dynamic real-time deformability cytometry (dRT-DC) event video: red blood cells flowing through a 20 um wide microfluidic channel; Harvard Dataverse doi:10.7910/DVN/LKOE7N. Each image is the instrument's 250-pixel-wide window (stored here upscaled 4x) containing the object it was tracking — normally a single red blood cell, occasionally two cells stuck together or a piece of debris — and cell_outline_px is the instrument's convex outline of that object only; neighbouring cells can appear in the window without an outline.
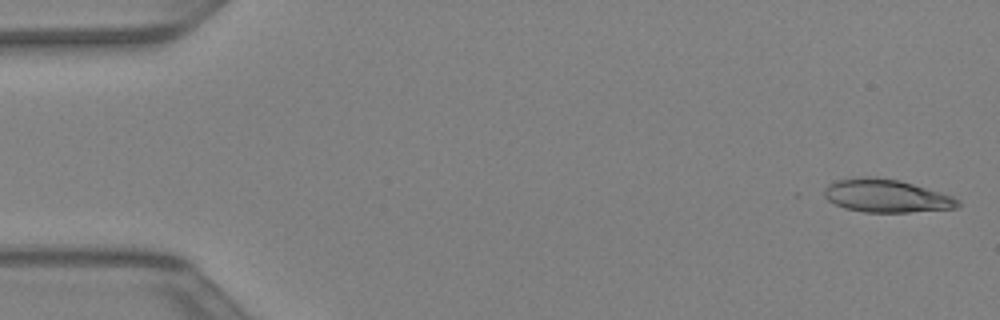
{"species": "Egyptian fruit bat (a non-hibernating species)", "species_latin": "Rousettus aegyptiacus", "temperature_condition": "warm", "stored_images_in_passage": 42, "camera_frame_rate_fps": 3000, "um_per_image_px": 0.085, "animal": {"sex": "female"}, "frame": {"image": 1, "passage_image": 1, "time_ms": 0.0, "image_size_px": [1000, 320], "cell_outline_px": [[960, 204], [956, 208], [908, 212], [864, 212], [844, 208], [828, 200], [824, 196], [824, 188], [828, 184], [836, 180], [860, 176], [876, 176], [900, 180], [952, 196], [960, 200]], "centroid_in_image_um": [75.3, 16.63], "position_along_channel_um": 9.7, "area_um2": 25.78}}
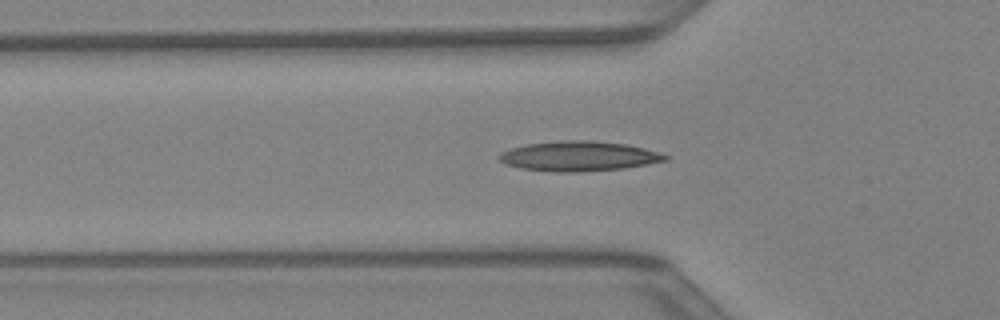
{"frame": {"image": 2, "passage_image": 14, "time_ms": 4.333, "image_size_px": [1000, 320], "cell_outline_px": [[668, 160], [624, 168], [580, 172], [556, 172], [520, 168], [504, 164], [496, 156], [500, 152], [512, 148], [528, 144], [560, 140], [588, 140], [624, 144], [644, 148], [660, 152], [668, 156]], "centroid_in_image_um": [49.17, 13.28], "position_along_channel_um": 76.6, "area_um2": 28.9}}
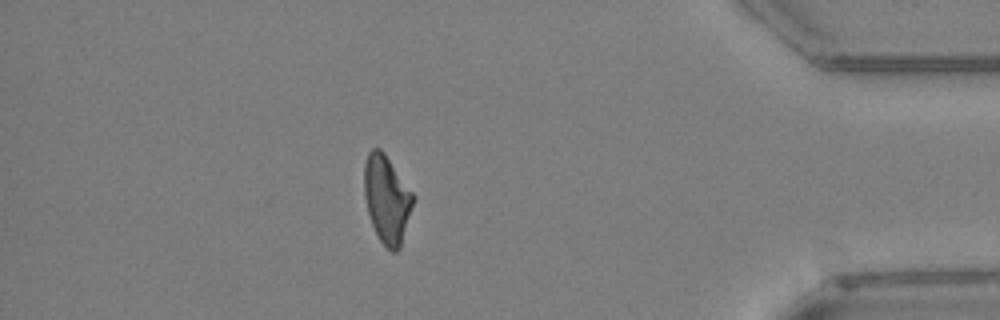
{"frame": {"image": 3, "passage_image": 37, "time_ms": 12.0, "image_size_px": [1000, 320], "cell_outline_px": [[416, 196], [400, 248], [396, 252], [392, 252], [380, 240], [372, 224], [368, 212], [364, 196], [364, 164], [368, 152], [372, 148], [380, 148], [384, 152]], "centroid_in_image_um": [32.89, 16.9], "position_along_channel_um": 402.3, "area_um2": 25.09}}